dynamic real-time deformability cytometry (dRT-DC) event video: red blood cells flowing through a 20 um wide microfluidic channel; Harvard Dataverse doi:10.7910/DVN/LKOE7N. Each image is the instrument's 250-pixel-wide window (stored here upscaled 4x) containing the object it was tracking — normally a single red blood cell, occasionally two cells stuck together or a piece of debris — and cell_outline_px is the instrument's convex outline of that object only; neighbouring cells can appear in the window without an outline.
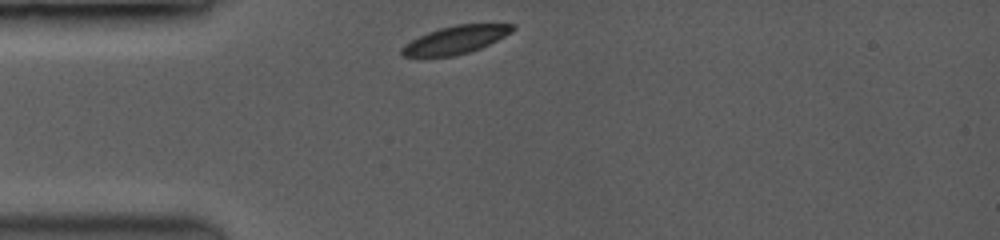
{"species": "common noctule bat (a hibernating species)", "species_latin": "Nyctalus noctula", "temperature_condition": "room temperature", "stored_images_in_passage": 24, "camera_frame_rate_fps": 3500, "um_per_image_px": 0.085, "animal": {"sex": "female", "body_mass_g": 19.0, "forearm_length_mm": 53.3}, "frame": {"image": 1, "passage_image": 1, "time_ms": 0.0, "image_size_px": [1000, 240], "cell_outline_px": [[516, 28], [512, 32], [480, 48], [468, 52], [452, 56], [404, 56], [400, 52], [400, 48], [404, 44], [428, 32], [440, 28], [456, 24], [516, 24]], "centroid_in_image_um": [38.73, 3.37], "position_along_channel_um": 46.3, "area_um2": 17.74}}
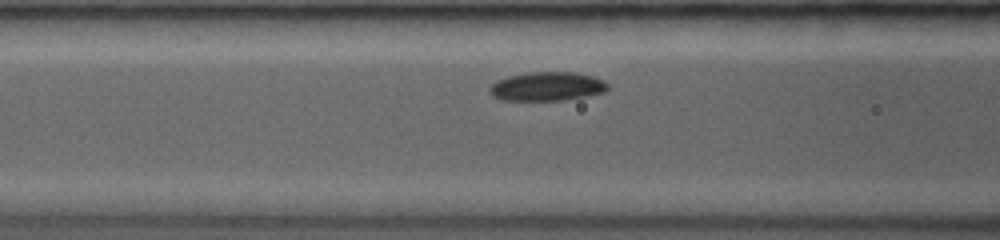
{"frame": {"image": 2, "passage_image": 14, "time_ms": 2.286, "image_size_px": [1000, 240], "cell_outline_px": [[608, 88], [604, 92], [564, 100], [504, 100], [496, 96], [488, 88], [496, 80], [508, 76], [528, 72], [576, 72], [592, 76], [604, 80], [608, 84]], "centroid_in_image_um": [46.52, 7.33], "position_along_channel_um": 120.1, "area_um2": 19.71}}
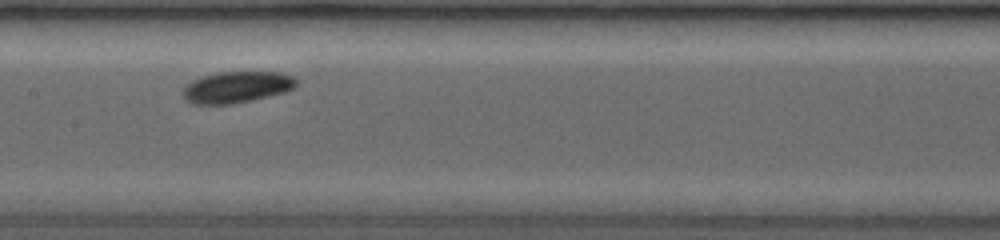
{"frame": {"image": 3, "passage_image": 23, "time_ms": 4.0, "image_size_px": [1000, 240], "cell_outline_px": [[296, 84], [292, 88], [284, 92], [248, 100], [228, 104], [196, 104], [188, 100], [184, 96], [184, 88], [192, 80], [216, 72], [280, 72], [296, 76]], "centroid_in_image_um": [20.15, 7.38], "position_along_channel_um": 187.3, "area_um2": 20.29}}